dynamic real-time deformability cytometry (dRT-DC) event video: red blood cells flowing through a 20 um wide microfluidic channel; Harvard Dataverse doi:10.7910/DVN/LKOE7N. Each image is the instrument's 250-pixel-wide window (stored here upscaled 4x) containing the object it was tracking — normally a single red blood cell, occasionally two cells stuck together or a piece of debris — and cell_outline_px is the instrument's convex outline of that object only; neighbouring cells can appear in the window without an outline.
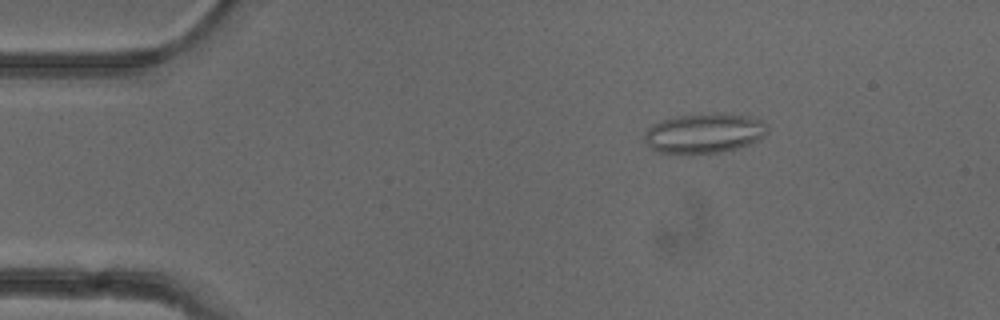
{"species": "common noctule bat (a hibernating species)", "species_latin": "Nyctalus noctula", "temperature_condition": "cold", "stored_images_in_passage": 52, "camera_frame_rate_fps": 3000, "um_per_image_px": 0.085, "animal": {"sex": "female"}, "frame": {"image": 1, "passage_image": 8, "time_ms": 2.333, "image_size_px": [1000, 320], "cell_outline_px": [[768, 132], [764, 136], [748, 144], [736, 148], [720, 152], [660, 152], [652, 148], [644, 140], [644, 132], [652, 124], [660, 120], [676, 116], [716, 112], [720, 112], [756, 116], [768, 124]], "centroid_in_image_um": [59.91, 11.27], "position_along_channel_um": 25.1, "area_um2": 28.61}}
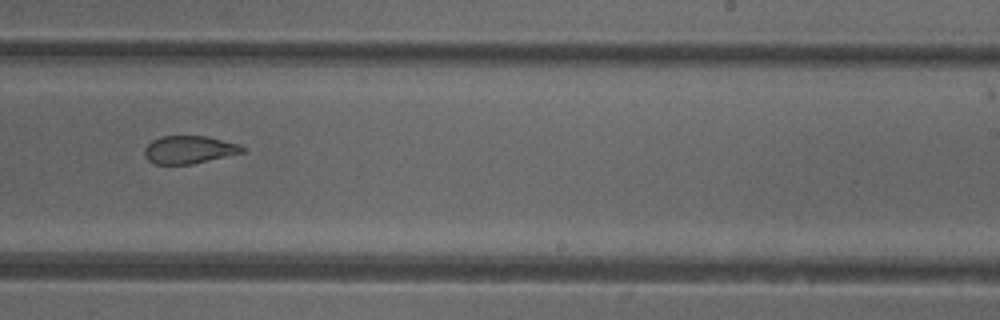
{"frame": {"image": 2, "passage_image": 32, "time_ms": 10.333, "image_size_px": [1000, 320], "cell_outline_px": [[244, 152], [192, 164], [156, 164], [148, 160], [144, 156], [144, 148], [152, 140], [160, 136], [208, 136], [240, 144], [244, 148]], "centroid_in_image_um": [16.06, 12.71], "position_along_channel_um": 272.9, "area_um2": 15.9}}
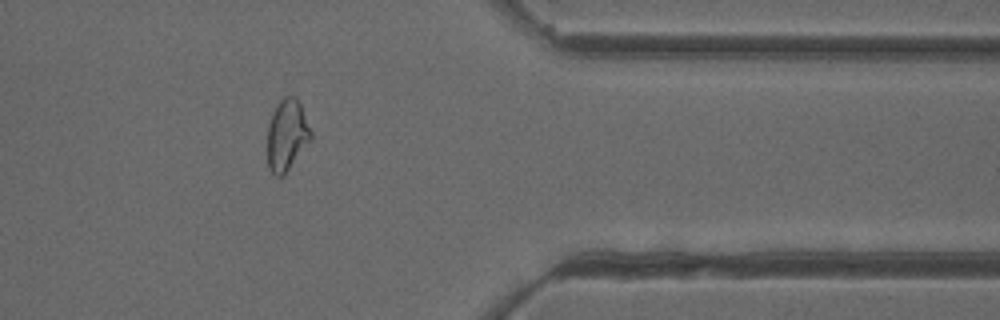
{"frame": {"image": 3, "passage_image": 42, "time_ms": 13.667, "image_size_px": [1000, 320], "cell_outline_px": [[312, 140], [284, 176], [276, 176], [268, 168], [268, 124], [272, 112], [280, 100], [284, 96], [296, 96], [300, 104], [312, 132]], "centroid_in_image_um": [24.4, 11.5], "position_along_channel_um": 387.0, "area_um2": 18.26}, "authors_computed_cell_mechanics": {"area_um2": 19.4497, "velocity_mm_per_s": 3.9527, "shape_relaxation_time_tau1_ms": null, "shape_relaxation_time_tau2_ms": 1.8195, "deformation_change_tau1": null, "deformation_change_tau2": 0.0935}}